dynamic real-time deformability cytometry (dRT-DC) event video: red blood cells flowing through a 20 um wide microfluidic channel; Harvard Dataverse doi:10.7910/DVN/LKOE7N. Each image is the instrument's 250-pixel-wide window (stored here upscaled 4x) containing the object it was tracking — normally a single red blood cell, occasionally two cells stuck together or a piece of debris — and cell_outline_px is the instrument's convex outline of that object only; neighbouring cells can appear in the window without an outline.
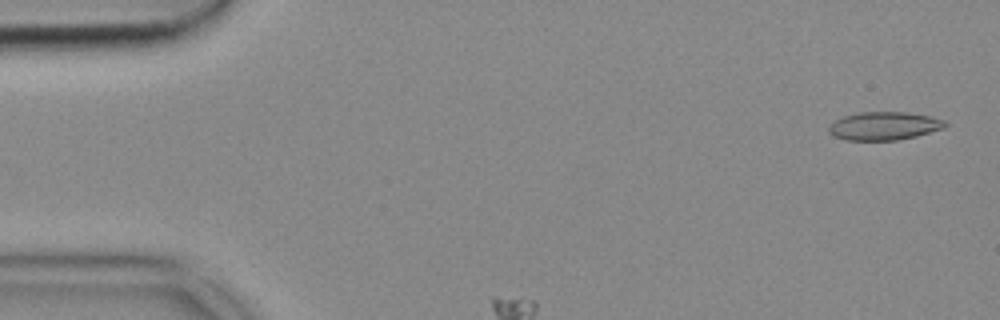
{"species": "common noctule bat (a hibernating species)", "species_latin": "Nyctalus noctula", "temperature_condition": "cold", "stored_images_in_passage": 35, "camera_frame_rate_fps": 3000, "um_per_image_px": 0.085, "animal": {"sex": "female", "body_mass_g": 18.4}, "frame": {"image": 1, "passage_image": 2, "time_ms": 0.333, "image_size_px": [1000, 320], "cell_outline_px": [[948, 124], [944, 128], [916, 136], [896, 140], [844, 140], [832, 136], [828, 132], [828, 128], [836, 120], [844, 116], [860, 112], [908, 112], [932, 116], [944, 120]], "centroid_in_image_um": [75.16, 10.7], "position_along_channel_um": 9.8, "area_um2": 19.19}}